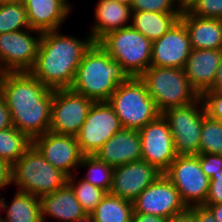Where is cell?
<instances>
[{
	"instance_id": "obj_1",
	"label": "cell",
	"mask_w": 222,
	"mask_h": 222,
	"mask_svg": "<svg viewBox=\"0 0 222 222\" xmlns=\"http://www.w3.org/2000/svg\"><path fill=\"white\" fill-rule=\"evenodd\" d=\"M14 127L31 140L50 129L53 90L30 72H7L0 82Z\"/></svg>"
},
{
	"instance_id": "obj_2",
	"label": "cell",
	"mask_w": 222,
	"mask_h": 222,
	"mask_svg": "<svg viewBox=\"0 0 222 222\" xmlns=\"http://www.w3.org/2000/svg\"><path fill=\"white\" fill-rule=\"evenodd\" d=\"M94 43L89 33L80 39L60 29L43 32L35 64L29 72L52 90L70 88L76 69Z\"/></svg>"
},
{
	"instance_id": "obj_3",
	"label": "cell",
	"mask_w": 222,
	"mask_h": 222,
	"mask_svg": "<svg viewBox=\"0 0 222 222\" xmlns=\"http://www.w3.org/2000/svg\"><path fill=\"white\" fill-rule=\"evenodd\" d=\"M128 77L121 65L94 43L76 69L70 89L94 102L108 101L118 85Z\"/></svg>"
},
{
	"instance_id": "obj_4",
	"label": "cell",
	"mask_w": 222,
	"mask_h": 222,
	"mask_svg": "<svg viewBox=\"0 0 222 222\" xmlns=\"http://www.w3.org/2000/svg\"><path fill=\"white\" fill-rule=\"evenodd\" d=\"M68 176L53 167L32 144L13 165L12 184L16 190L40 198L67 184Z\"/></svg>"
},
{
	"instance_id": "obj_5",
	"label": "cell",
	"mask_w": 222,
	"mask_h": 222,
	"mask_svg": "<svg viewBox=\"0 0 222 222\" xmlns=\"http://www.w3.org/2000/svg\"><path fill=\"white\" fill-rule=\"evenodd\" d=\"M108 103L125 129L139 131L162 114L139 77H128L118 85Z\"/></svg>"
},
{
	"instance_id": "obj_6",
	"label": "cell",
	"mask_w": 222,
	"mask_h": 222,
	"mask_svg": "<svg viewBox=\"0 0 222 222\" xmlns=\"http://www.w3.org/2000/svg\"><path fill=\"white\" fill-rule=\"evenodd\" d=\"M139 78L161 113L173 107L191 104L200 97L182 68L150 66Z\"/></svg>"
},
{
	"instance_id": "obj_7",
	"label": "cell",
	"mask_w": 222,
	"mask_h": 222,
	"mask_svg": "<svg viewBox=\"0 0 222 222\" xmlns=\"http://www.w3.org/2000/svg\"><path fill=\"white\" fill-rule=\"evenodd\" d=\"M97 43L129 77H139L151 65L152 41L132 26L112 31Z\"/></svg>"
},
{
	"instance_id": "obj_8",
	"label": "cell",
	"mask_w": 222,
	"mask_h": 222,
	"mask_svg": "<svg viewBox=\"0 0 222 222\" xmlns=\"http://www.w3.org/2000/svg\"><path fill=\"white\" fill-rule=\"evenodd\" d=\"M204 112V104L199 97L191 104L173 107L162 113L171 130L177 155L199 154Z\"/></svg>"
},
{
	"instance_id": "obj_9",
	"label": "cell",
	"mask_w": 222,
	"mask_h": 222,
	"mask_svg": "<svg viewBox=\"0 0 222 222\" xmlns=\"http://www.w3.org/2000/svg\"><path fill=\"white\" fill-rule=\"evenodd\" d=\"M163 174L175 186L186 207L205 204L210 179L201 168L198 154L178 155Z\"/></svg>"
},
{
	"instance_id": "obj_10",
	"label": "cell",
	"mask_w": 222,
	"mask_h": 222,
	"mask_svg": "<svg viewBox=\"0 0 222 222\" xmlns=\"http://www.w3.org/2000/svg\"><path fill=\"white\" fill-rule=\"evenodd\" d=\"M122 128L118 116L108 101L94 102L76 135L81 153L94 155Z\"/></svg>"
},
{
	"instance_id": "obj_11",
	"label": "cell",
	"mask_w": 222,
	"mask_h": 222,
	"mask_svg": "<svg viewBox=\"0 0 222 222\" xmlns=\"http://www.w3.org/2000/svg\"><path fill=\"white\" fill-rule=\"evenodd\" d=\"M93 103L70 88L53 90L49 131L76 136Z\"/></svg>"
},
{
	"instance_id": "obj_12",
	"label": "cell",
	"mask_w": 222,
	"mask_h": 222,
	"mask_svg": "<svg viewBox=\"0 0 222 222\" xmlns=\"http://www.w3.org/2000/svg\"><path fill=\"white\" fill-rule=\"evenodd\" d=\"M42 32L32 28L0 34V62L7 72H29L36 61Z\"/></svg>"
},
{
	"instance_id": "obj_13",
	"label": "cell",
	"mask_w": 222,
	"mask_h": 222,
	"mask_svg": "<svg viewBox=\"0 0 222 222\" xmlns=\"http://www.w3.org/2000/svg\"><path fill=\"white\" fill-rule=\"evenodd\" d=\"M142 160L164 173L178 156L168 122L162 114L139 130Z\"/></svg>"
},
{
	"instance_id": "obj_14",
	"label": "cell",
	"mask_w": 222,
	"mask_h": 222,
	"mask_svg": "<svg viewBox=\"0 0 222 222\" xmlns=\"http://www.w3.org/2000/svg\"><path fill=\"white\" fill-rule=\"evenodd\" d=\"M132 203L133 213L156 215L167 220L187 208L175 186L164 174L140 193Z\"/></svg>"
},
{
	"instance_id": "obj_15",
	"label": "cell",
	"mask_w": 222,
	"mask_h": 222,
	"mask_svg": "<svg viewBox=\"0 0 222 222\" xmlns=\"http://www.w3.org/2000/svg\"><path fill=\"white\" fill-rule=\"evenodd\" d=\"M32 144L53 167L68 177L77 173L83 154L76 136L47 131L35 137Z\"/></svg>"
},
{
	"instance_id": "obj_16",
	"label": "cell",
	"mask_w": 222,
	"mask_h": 222,
	"mask_svg": "<svg viewBox=\"0 0 222 222\" xmlns=\"http://www.w3.org/2000/svg\"><path fill=\"white\" fill-rule=\"evenodd\" d=\"M161 174L154 165L144 160L115 167L109 194L133 202Z\"/></svg>"
},
{
	"instance_id": "obj_17",
	"label": "cell",
	"mask_w": 222,
	"mask_h": 222,
	"mask_svg": "<svg viewBox=\"0 0 222 222\" xmlns=\"http://www.w3.org/2000/svg\"><path fill=\"white\" fill-rule=\"evenodd\" d=\"M190 37L179 19L161 38L152 42V67L184 69L191 52Z\"/></svg>"
},
{
	"instance_id": "obj_18",
	"label": "cell",
	"mask_w": 222,
	"mask_h": 222,
	"mask_svg": "<svg viewBox=\"0 0 222 222\" xmlns=\"http://www.w3.org/2000/svg\"><path fill=\"white\" fill-rule=\"evenodd\" d=\"M222 49H192L184 67L192 88L201 96L213 88Z\"/></svg>"
},
{
	"instance_id": "obj_19",
	"label": "cell",
	"mask_w": 222,
	"mask_h": 222,
	"mask_svg": "<svg viewBox=\"0 0 222 222\" xmlns=\"http://www.w3.org/2000/svg\"><path fill=\"white\" fill-rule=\"evenodd\" d=\"M94 155L113 168L142 160L139 131L122 128Z\"/></svg>"
},
{
	"instance_id": "obj_20",
	"label": "cell",
	"mask_w": 222,
	"mask_h": 222,
	"mask_svg": "<svg viewBox=\"0 0 222 222\" xmlns=\"http://www.w3.org/2000/svg\"><path fill=\"white\" fill-rule=\"evenodd\" d=\"M30 28L48 32L62 28L71 10L60 0H22Z\"/></svg>"
},
{
	"instance_id": "obj_21",
	"label": "cell",
	"mask_w": 222,
	"mask_h": 222,
	"mask_svg": "<svg viewBox=\"0 0 222 222\" xmlns=\"http://www.w3.org/2000/svg\"><path fill=\"white\" fill-rule=\"evenodd\" d=\"M95 6V22L89 28V34L95 43L112 31L131 26L130 5L115 0H98Z\"/></svg>"
},
{
	"instance_id": "obj_22",
	"label": "cell",
	"mask_w": 222,
	"mask_h": 222,
	"mask_svg": "<svg viewBox=\"0 0 222 222\" xmlns=\"http://www.w3.org/2000/svg\"><path fill=\"white\" fill-rule=\"evenodd\" d=\"M39 199L42 222H47L45 219L49 216L58 222H71L88 215L68 184Z\"/></svg>"
},
{
	"instance_id": "obj_23",
	"label": "cell",
	"mask_w": 222,
	"mask_h": 222,
	"mask_svg": "<svg viewBox=\"0 0 222 222\" xmlns=\"http://www.w3.org/2000/svg\"><path fill=\"white\" fill-rule=\"evenodd\" d=\"M180 20L188 31L192 49H222V20L196 17L184 9Z\"/></svg>"
},
{
	"instance_id": "obj_24",
	"label": "cell",
	"mask_w": 222,
	"mask_h": 222,
	"mask_svg": "<svg viewBox=\"0 0 222 222\" xmlns=\"http://www.w3.org/2000/svg\"><path fill=\"white\" fill-rule=\"evenodd\" d=\"M182 12H132L131 26L152 42L161 38L179 19Z\"/></svg>"
},
{
	"instance_id": "obj_25",
	"label": "cell",
	"mask_w": 222,
	"mask_h": 222,
	"mask_svg": "<svg viewBox=\"0 0 222 222\" xmlns=\"http://www.w3.org/2000/svg\"><path fill=\"white\" fill-rule=\"evenodd\" d=\"M6 222H42L40 199L17 190L9 205L4 203Z\"/></svg>"
},
{
	"instance_id": "obj_26",
	"label": "cell",
	"mask_w": 222,
	"mask_h": 222,
	"mask_svg": "<svg viewBox=\"0 0 222 222\" xmlns=\"http://www.w3.org/2000/svg\"><path fill=\"white\" fill-rule=\"evenodd\" d=\"M90 215L96 222H132L133 203L107 193Z\"/></svg>"
},
{
	"instance_id": "obj_27",
	"label": "cell",
	"mask_w": 222,
	"mask_h": 222,
	"mask_svg": "<svg viewBox=\"0 0 222 222\" xmlns=\"http://www.w3.org/2000/svg\"><path fill=\"white\" fill-rule=\"evenodd\" d=\"M32 145V140L16 127L0 130V160L13 165Z\"/></svg>"
},
{
	"instance_id": "obj_28",
	"label": "cell",
	"mask_w": 222,
	"mask_h": 222,
	"mask_svg": "<svg viewBox=\"0 0 222 222\" xmlns=\"http://www.w3.org/2000/svg\"><path fill=\"white\" fill-rule=\"evenodd\" d=\"M80 168L87 170L81 178L109 193L114 169L112 166L100 161L95 155H83L78 170Z\"/></svg>"
},
{
	"instance_id": "obj_29",
	"label": "cell",
	"mask_w": 222,
	"mask_h": 222,
	"mask_svg": "<svg viewBox=\"0 0 222 222\" xmlns=\"http://www.w3.org/2000/svg\"><path fill=\"white\" fill-rule=\"evenodd\" d=\"M68 177L67 184L73 190L76 199L81 204L87 214L96 208L101 200L106 196L107 192L90 183H87L83 178H78V173Z\"/></svg>"
},
{
	"instance_id": "obj_30",
	"label": "cell",
	"mask_w": 222,
	"mask_h": 222,
	"mask_svg": "<svg viewBox=\"0 0 222 222\" xmlns=\"http://www.w3.org/2000/svg\"><path fill=\"white\" fill-rule=\"evenodd\" d=\"M30 28L22 1L0 2V34Z\"/></svg>"
},
{
	"instance_id": "obj_31",
	"label": "cell",
	"mask_w": 222,
	"mask_h": 222,
	"mask_svg": "<svg viewBox=\"0 0 222 222\" xmlns=\"http://www.w3.org/2000/svg\"><path fill=\"white\" fill-rule=\"evenodd\" d=\"M199 153L222 155V122L210 118L206 111L203 115Z\"/></svg>"
},
{
	"instance_id": "obj_32",
	"label": "cell",
	"mask_w": 222,
	"mask_h": 222,
	"mask_svg": "<svg viewBox=\"0 0 222 222\" xmlns=\"http://www.w3.org/2000/svg\"><path fill=\"white\" fill-rule=\"evenodd\" d=\"M183 9L196 17L222 20V0H192Z\"/></svg>"
},
{
	"instance_id": "obj_33",
	"label": "cell",
	"mask_w": 222,
	"mask_h": 222,
	"mask_svg": "<svg viewBox=\"0 0 222 222\" xmlns=\"http://www.w3.org/2000/svg\"><path fill=\"white\" fill-rule=\"evenodd\" d=\"M131 12L150 11L157 13L182 12L177 0H132Z\"/></svg>"
},
{
	"instance_id": "obj_34",
	"label": "cell",
	"mask_w": 222,
	"mask_h": 222,
	"mask_svg": "<svg viewBox=\"0 0 222 222\" xmlns=\"http://www.w3.org/2000/svg\"><path fill=\"white\" fill-rule=\"evenodd\" d=\"M206 114L222 122V92L207 90L201 96Z\"/></svg>"
},
{
	"instance_id": "obj_35",
	"label": "cell",
	"mask_w": 222,
	"mask_h": 222,
	"mask_svg": "<svg viewBox=\"0 0 222 222\" xmlns=\"http://www.w3.org/2000/svg\"><path fill=\"white\" fill-rule=\"evenodd\" d=\"M198 158L203 172L209 179L222 175V155L199 153Z\"/></svg>"
},
{
	"instance_id": "obj_36",
	"label": "cell",
	"mask_w": 222,
	"mask_h": 222,
	"mask_svg": "<svg viewBox=\"0 0 222 222\" xmlns=\"http://www.w3.org/2000/svg\"><path fill=\"white\" fill-rule=\"evenodd\" d=\"M222 203V175L210 179L209 192L204 205Z\"/></svg>"
},
{
	"instance_id": "obj_37",
	"label": "cell",
	"mask_w": 222,
	"mask_h": 222,
	"mask_svg": "<svg viewBox=\"0 0 222 222\" xmlns=\"http://www.w3.org/2000/svg\"><path fill=\"white\" fill-rule=\"evenodd\" d=\"M9 185H12V165L0 160V190L6 189Z\"/></svg>"
},
{
	"instance_id": "obj_38",
	"label": "cell",
	"mask_w": 222,
	"mask_h": 222,
	"mask_svg": "<svg viewBox=\"0 0 222 222\" xmlns=\"http://www.w3.org/2000/svg\"><path fill=\"white\" fill-rule=\"evenodd\" d=\"M168 222H197L196 206L187 207L183 212L174 215Z\"/></svg>"
},
{
	"instance_id": "obj_39",
	"label": "cell",
	"mask_w": 222,
	"mask_h": 222,
	"mask_svg": "<svg viewBox=\"0 0 222 222\" xmlns=\"http://www.w3.org/2000/svg\"><path fill=\"white\" fill-rule=\"evenodd\" d=\"M12 126L13 124L11 120L10 110L3 98L0 96V130L10 128Z\"/></svg>"
},
{
	"instance_id": "obj_40",
	"label": "cell",
	"mask_w": 222,
	"mask_h": 222,
	"mask_svg": "<svg viewBox=\"0 0 222 222\" xmlns=\"http://www.w3.org/2000/svg\"><path fill=\"white\" fill-rule=\"evenodd\" d=\"M132 222H168V220L156 215L133 213Z\"/></svg>"
},
{
	"instance_id": "obj_41",
	"label": "cell",
	"mask_w": 222,
	"mask_h": 222,
	"mask_svg": "<svg viewBox=\"0 0 222 222\" xmlns=\"http://www.w3.org/2000/svg\"><path fill=\"white\" fill-rule=\"evenodd\" d=\"M196 221L197 222H217L212 213L203 205L196 206Z\"/></svg>"
},
{
	"instance_id": "obj_42",
	"label": "cell",
	"mask_w": 222,
	"mask_h": 222,
	"mask_svg": "<svg viewBox=\"0 0 222 222\" xmlns=\"http://www.w3.org/2000/svg\"><path fill=\"white\" fill-rule=\"evenodd\" d=\"M206 207L213 215L217 222H222V203L203 205Z\"/></svg>"
},
{
	"instance_id": "obj_43",
	"label": "cell",
	"mask_w": 222,
	"mask_h": 222,
	"mask_svg": "<svg viewBox=\"0 0 222 222\" xmlns=\"http://www.w3.org/2000/svg\"><path fill=\"white\" fill-rule=\"evenodd\" d=\"M211 90L222 92V56L220 59L219 67L217 69L215 82H214L213 88Z\"/></svg>"
},
{
	"instance_id": "obj_44",
	"label": "cell",
	"mask_w": 222,
	"mask_h": 222,
	"mask_svg": "<svg viewBox=\"0 0 222 222\" xmlns=\"http://www.w3.org/2000/svg\"><path fill=\"white\" fill-rule=\"evenodd\" d=\"M71 222H96V220L90 214H88L87 216L83 218L76 219Z\"/></svg>"
},
{
	"instance_id": "obj_45",
	"label": "cell",
	"mask_w": 222,
	"mask_h": 222,
	"mask_svg": "<svg viewBox=\"0 0 222 222\" xmlns=\"http://www.w3.org/2000/svg\"><path fill=\"white\" fill-rule=\"evenodd\" d=\"M7 71L3 68L1 62H0V82L3 80V78L5 77Z\"/></svg>"
},
{
	"instance_id": "obj_46",
	"label": "cell",
	"mask_w": 222,
	"mask_h": 222,
	"mask_svg": "<svg viewBox=\"0 0 222 222\" xmlns=\"http://www.w3.org/2000/svg\"><path fill=\"white\" fill-rule=\"evenodd\" d=\"M62 3H64L71 11L72 9H74V7H72L73 3L70 2V0H60Z\"/></svg>"
},
{
	"instance_id": "obj_47",
	"label": "cell",
	"mask_w": 222,
	"mask_h": 222,
	"mask_svg": "<svg viewBox=\"0 0 222 222\" xmlns=\"http://www.w3.org/2000/svg\"><path fill=\"white\" fill-rule=\"evenodd\" d=\"M4 203H5V198L4 197H0V212L1 210H4ZM3 216L0 213V218H2Z\"/></svg>"
},
{
	"instance_id": "obj_48",
	"label": "cell",
	"mask_w": 222,
	"mask_h": 222,
	"mask_svg": "<svg viewBox=\"0 0 222 222\" xmlns=\"http://www.w3.org/2000/svg\"><path fill=\"white\" fill-rule=\"evenodd\" d=\"M177 1L184 8L192 0H177Z\"/></svg>"
},
{
	"instance_id": "obj_49",
	"label": "cell",
	"mask_w": 222,
	"mask_h": 222,
	"mask_svg": "<svg viewBox=\"0 0 222 222\" xmlns=\"http://www.w3.org/2000/svg\"><path fill=\"white\" fill-rule=\"evenodd\" d=\"M115 1L126 5H131L132 3V0H115Z\"/></svg>"
},
{
	"instance_id": "obj_50",
	"label": "cell",
	"mask_w": 222,
	"mask_h": 222,
	"mask_svg": "<svg viewBox=\"0 0 222 222\" xmlns=\"http://www.w3.org/2000/svg\"><path fill=\"white\" fill-rule=\"evenodd\" d=\"M9 1H22V0H0V2H9Z\"/></svg>"
},
{
	"instance_id": "obj_51",
	"label": "cell",
	"mask_w": 222,
	"mask_h": 222,
	"mask_svg": "<svg viewBox=\"0 0 222 222\" xmlns=\"http://www.w3.org/2000/svg\"><path fill=\"white\" fill-rule=\"evenodd\" d=\"M0 222H6L5 219L2 217L0 218Z\"/></svg>"
}]
</instances>
